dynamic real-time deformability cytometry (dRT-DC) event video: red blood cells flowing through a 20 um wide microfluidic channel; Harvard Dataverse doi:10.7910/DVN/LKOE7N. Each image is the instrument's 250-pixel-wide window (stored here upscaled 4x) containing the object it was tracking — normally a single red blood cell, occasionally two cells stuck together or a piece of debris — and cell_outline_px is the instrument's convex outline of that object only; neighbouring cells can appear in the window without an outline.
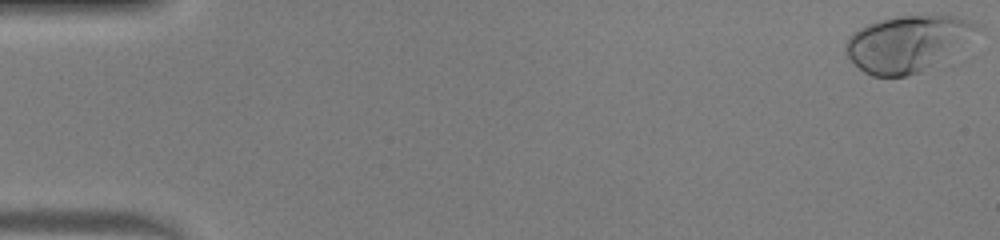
{"species": "human", "species_latin": "Homo sapiens", "temperature_condition": "warm", "stored_images_in_passage": 49, "camera_frame_rate_fps": 3000, "um_per_image_px": 0.085, "donor": {"sex": "male"}, "frame": {"image": 1, "passage_image": 1, "time_ms": 0.0, "image_size_px": [1000, 240], "cell_outline_px": [[984, 28], [916, 72], [908, 76], [872, 76], [864, 72], [844, 52], [844, 48], [848, 36], [852, 32], [868, 24], [880, 20], [900, 16], [956, 16], [972, 20], [980, 24]], "centroid_in_image_um": [77.04, 3.65], "position_along_channel_um": 8.0, "area_um2": 41.33}}
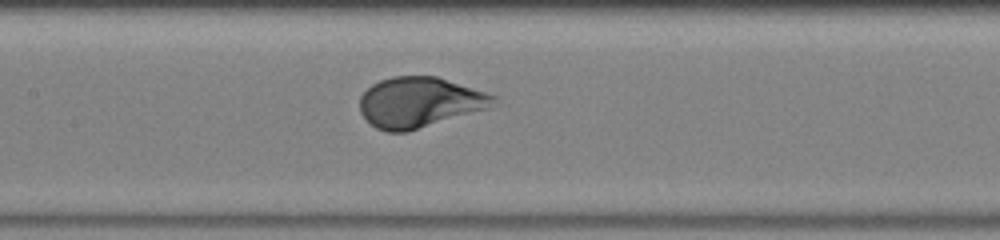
{"frame": {"image": 2, "passage_image": 24, "time_ms": 7.667, "image_size_px": [1000, 240], "cell_outline_px": [[496, 100], [488, 108], [408, 132], [388, 132], [376, 128], [360, 112], [360, 96], [372, 84], [380, 80], [392, 76], [436, 76], [496, 96]], "centroid_in_image_um": [35.62, 8.7], "position_along_channel_um": 171.8, "area_um2": 38.84}}
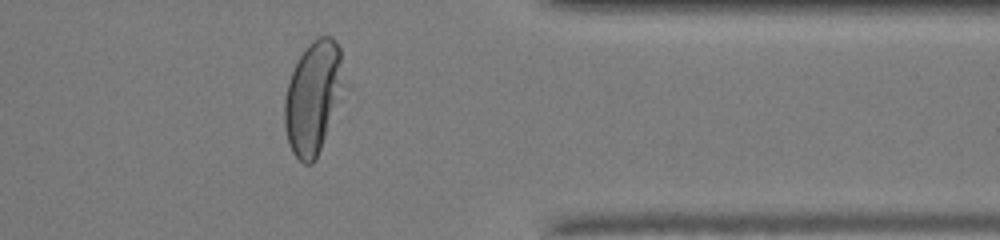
{"frame": {"image": 3, "passage_image": 40, "time_ms": 13.0, "image_size_px": [1000, 240], "cell_outline_px": [[352, 88], [316, 160], [312, 164], [304, 164], [292, 152], [288, 144], [284, 128], [284, 100], [288, 80], [300, 56], [308, 44], [312, 40], [320, 36], [332, 36], [336, 40], [340, 48]], "centroid_in_image_um": [26.78, 8.29], "position_along_channel_um": 384.6, "area_um2": 42.14}}